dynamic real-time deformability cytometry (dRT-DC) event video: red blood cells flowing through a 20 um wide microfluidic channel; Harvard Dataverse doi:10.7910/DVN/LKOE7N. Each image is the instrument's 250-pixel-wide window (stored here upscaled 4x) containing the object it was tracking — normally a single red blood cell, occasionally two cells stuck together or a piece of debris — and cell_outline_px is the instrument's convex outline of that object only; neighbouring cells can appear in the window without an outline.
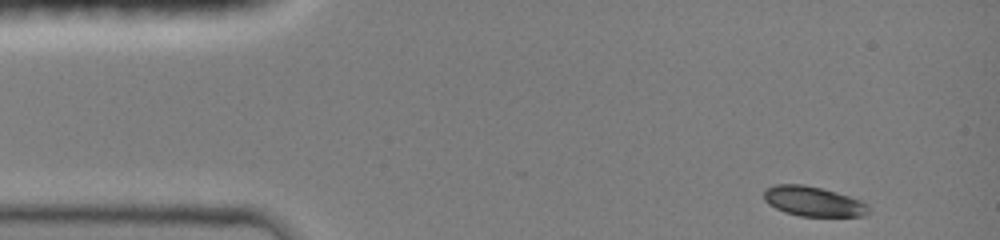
{"species": "common noctule bat (a hibernating species)", "species_latin": "Nyctalus noctula", "temperature_condition": "room temperature", "stored_images_in_passage": 4, "camera_frame_rate_fps": 3000, "um_per_image_px": 0.085, "animal": {"sex": "female", "body_mass_g": 19.0, "forearm_length_mm": 51.5}, "frame": {"image": 1, "passage_image": 1, "time_ms": 0.0, "image_size_px": [1000, 240], "cell_outline_px": [[868, 212], [864, 216], [800, 216], [784, 212], [768, 204], [764, 200], [764, 192], [768, 188], [776, 184], [800, 184], [820, 188], [836, 192], [860, 200], [868, 204]], "centroid_in_image_um": [69.12, 17.12], "position_along_channel_um": 15.9, "area_um2": 18.03}}
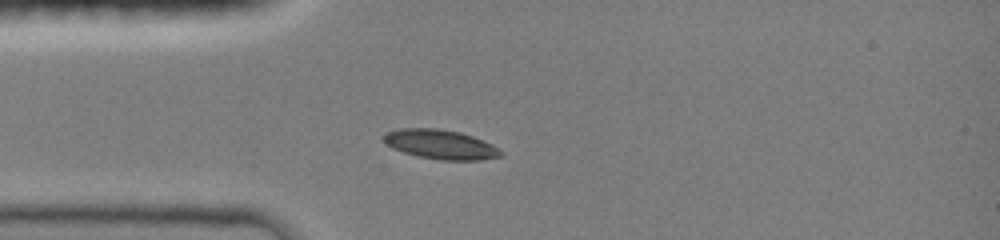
{"frame": {"image": 2, "passage_image": 4, "time_ms": 2.667, "image_size_px": [1000, 240], "cell_outline_px": [[500, 156], [480, 160], [440, 160], [416, 156], [392, 148], [384, 140], [384, 136], [388, 132], [400, 128], [436, 128], [460, 132], [472, 136], [492, 144], [500, 152]], "centroid_in_image_um": [37.42, 12.27], "position_along_channel_um": 47.6, "area_um2": 19.77}}